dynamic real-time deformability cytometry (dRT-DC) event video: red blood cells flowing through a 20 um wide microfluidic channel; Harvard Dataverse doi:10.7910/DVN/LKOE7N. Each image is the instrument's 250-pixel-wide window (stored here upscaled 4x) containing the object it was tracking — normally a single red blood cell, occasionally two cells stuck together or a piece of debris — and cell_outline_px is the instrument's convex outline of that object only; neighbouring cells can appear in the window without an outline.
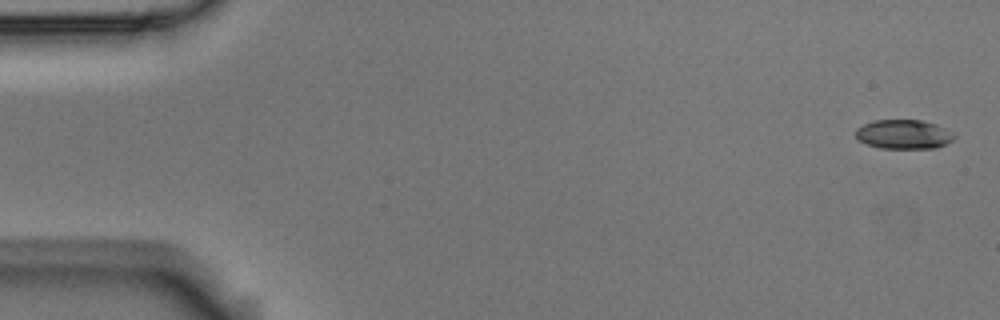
{"species": "Egyptian fruit bat (a non-hibernating species)", "species_latin": "Rousettus aegyptiacus", "temperature_condition": "room temperature", "stored_images_in_passage": 4, "camera_frame_rate_fps": 3000, "um_per_image_px": 0.085, "animal": {"sex": "male"}, "frame": {"image": 1, "passage_image": 1, "time_ms": 0.0, "image_size_px": [1000, 320], "cell_outline_px": [[956, 136], [952, 140], [936, 148], [880, 148], [868, 144], [860, 140], [856, 136], [856, 128], [864, 124], [876, 120], [920, 120], [936, 124], [956, 132]], "centroid_in_image_um": [76.86, 11.41], "position_along_channel_um": 8.1, "area_um2": 16.76}}